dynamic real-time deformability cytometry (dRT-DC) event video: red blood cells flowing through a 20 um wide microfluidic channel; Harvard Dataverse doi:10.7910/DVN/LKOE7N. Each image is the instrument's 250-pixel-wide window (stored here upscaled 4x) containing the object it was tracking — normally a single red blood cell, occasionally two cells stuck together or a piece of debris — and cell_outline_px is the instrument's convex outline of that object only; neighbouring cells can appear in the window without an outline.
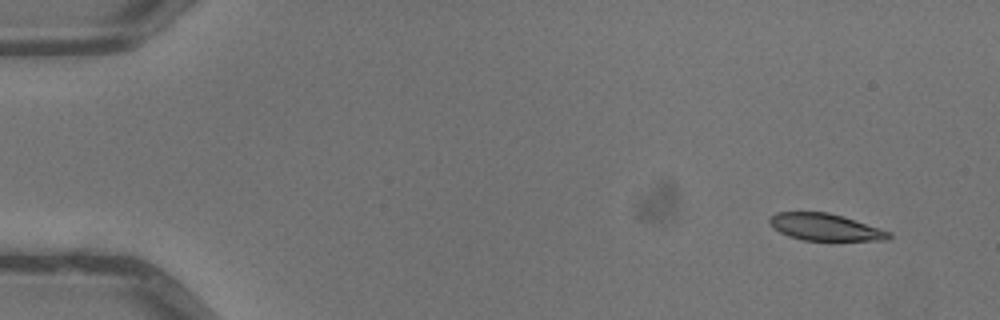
{"species": "common noctule bat (a hibernating species)", "species_latin": "Nyctalus noctula", "temperature_condition": "warm", "stored_images_in_passage": 5, "camera_frame_rate_fps": 3000, "um_per_image_px": 0.085, "animal": {"sex": "male", "body_mass_g": 13.3}, "frame": {"image": 1, "passage_image": 1, "time_ms": 0.0, "image_size_px": [1000, 320], "cell_outline_px": [[892, 236], [888, 240], [804, 240], [788, 236], [772, 228], [768, 220], [768, 216], [776, 212], [828, 212], [844, 216], [892, 232]], "centroid_in_image_um": [70.12, 19.29], "position_along_channel_um": 14.9, "area_um2": 18.9}}
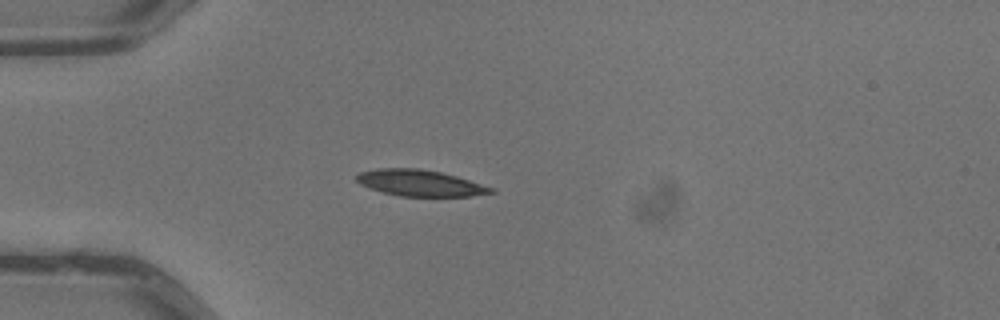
{"frame": {"image": 2, "passage_image": 4, "time_ms": 1.0, "image_size_px": [1000, 320], "cell_outline_px": [[496, 192], [472, 196], [400, 196], [384, 192], [360, 184], [356, 180], [356, 176], [360, 172], [376, 168], [420, 168], [440, 172], [456, 176], [496, 188]], "centroid_in_image_um": [35.74, 15.55], "position_along_channel_um": 49.3, "area_um2": 20.52}}